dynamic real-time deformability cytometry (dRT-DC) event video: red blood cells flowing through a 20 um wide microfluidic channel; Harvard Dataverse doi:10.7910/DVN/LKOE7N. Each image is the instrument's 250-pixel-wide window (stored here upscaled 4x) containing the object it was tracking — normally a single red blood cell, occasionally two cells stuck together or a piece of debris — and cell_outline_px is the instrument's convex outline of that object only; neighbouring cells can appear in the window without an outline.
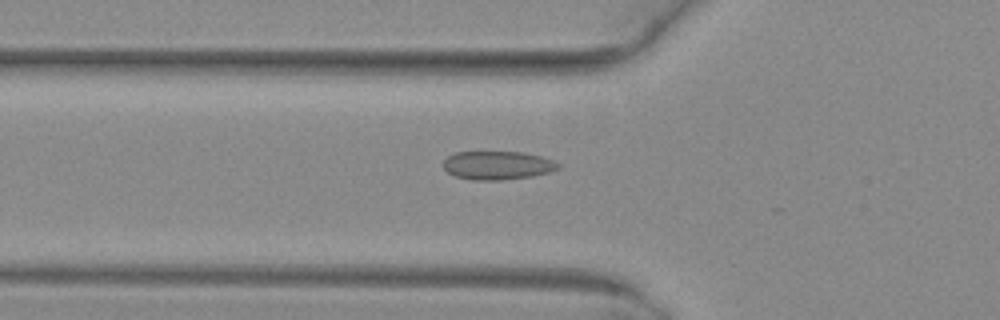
{"species": "common noctule bat (a hibernating species)", "species_latin": "Nyctalus noctula", "temperature_condition": "warm", "stored_images_in_passage": 43, "camera_frame_rate_fps": 3000, "um_per_image_px": 0.085, "animal": {"sex": "female", "body_mass_g": 29.2, "forearm_length_mm": 56.3}, "frame": {"image": 1, "passage_image": 19, "time_ms": 6.0, "image_size_px": [1000, 320], "cell_outline_px": [[560, 168], [548, 172], [532, 176], [500, 180], [472, 180], [456, 176], [448, 172], [444, 168], [444, 160], [448, 156], [456, 152], [524, 152], [540, 156], [552, 160], [560, 164]], "centroid_in_image_um": [42.29, 14.05], "position_along_channel_um": 83.5, "area_um2": 18.96}}
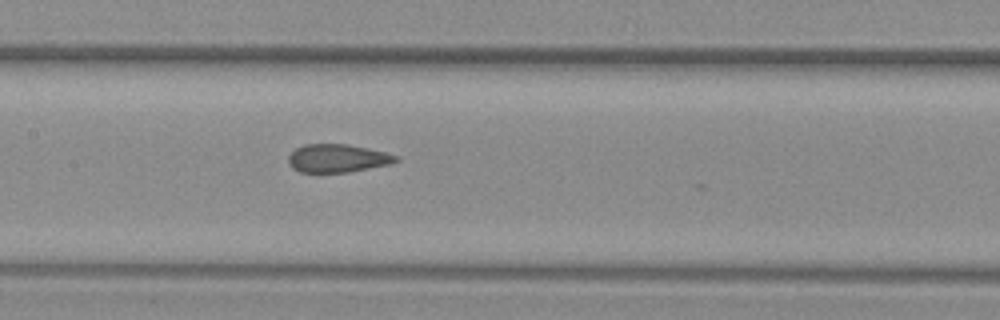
{"frame": {"image": 2, "passage_image": 26, "time_ms": 8.333, "image_size_px": [1000, 320], "cell_outline_px": [[400, 160], [388, 164], [348, 172], [300, 172], [292, 168], [288, 164], [288, 156], [296, 148], [304, 144], [348, 144], [368, 148], [400, 156]], "centroid_in_image_um": [28.67, 13.45], "position_along_channel_um": 178.7, "area_um2": 17.63}}
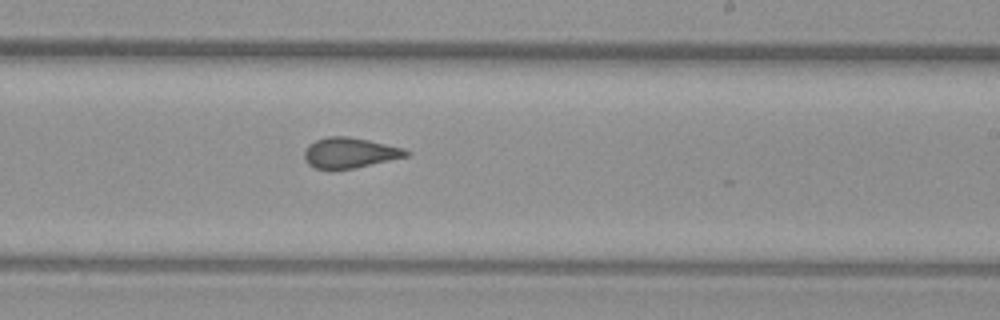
{"frame": {"image": 3, "passage_image": 32, "time_ms": 10.333, "image_size_px": [1000, 320], "cell_outline_px": [[412, 152], [408, 156], [352, 168], [312, 168], [304, 160], [304, 152], [308, 144], [316, 140], [328, 136], [348, 136], [368, 140], [404, 148]], "centroid_in_image_um": [29.71, 12.97], "position_along_channel_um": 259.3, "area_um2": 17.86}}